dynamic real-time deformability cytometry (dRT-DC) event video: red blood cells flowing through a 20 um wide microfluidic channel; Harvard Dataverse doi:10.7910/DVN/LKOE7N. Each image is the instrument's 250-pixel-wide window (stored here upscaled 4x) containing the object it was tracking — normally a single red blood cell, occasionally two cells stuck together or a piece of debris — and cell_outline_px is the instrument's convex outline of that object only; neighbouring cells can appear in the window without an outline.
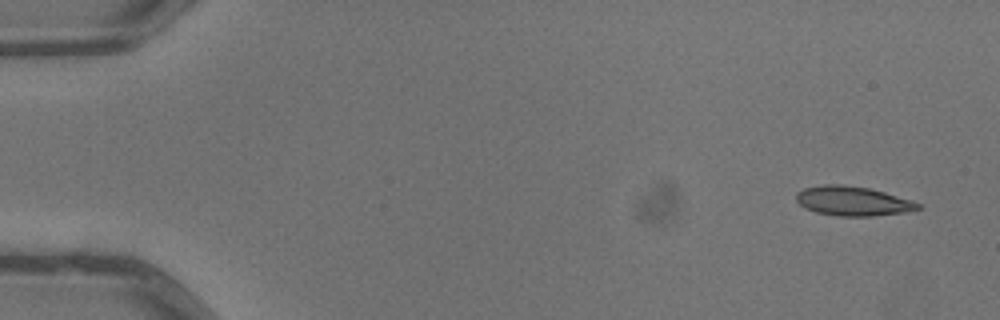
{"species": "common noctule bat (a hibernating species)", "species_latin": "Nyctalus noctula", "temperature_condition": "warm", "stored_images_in_passage": 4, "camera_frame_rate_fps": 3000, "um_per_image_px": 0.085, "animal": {"sex": "male", "body_mass_g": 13.3}, "frame": {"image": 1, "passage_image": 1, "time_ms": 0.0, "image_size_px": [1000, 320], "cell_outline_px": [[920, 208], [904, 212], [872, 216], [840, 216], [816, 212], [804, 208], [796, 200], [796, 192], [804, 188], [824, 184], [844, 184], [868, 188], [884, 192], [920, 204]], "centroid_in_image_um": [72.41, 17.08], "position_along_channel_um": 12.6, "area_um2": 20.63}}
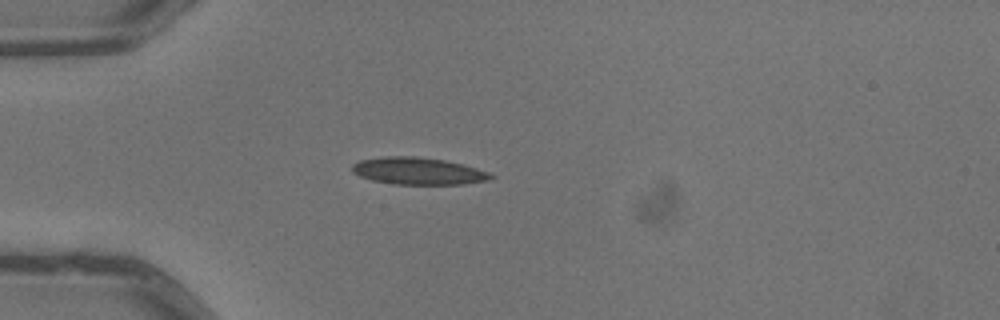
{"frame": {"image": 2, "passage_image": 4, "time_ms": 1.0, "image_size_px": [1000, 320], "cell_outline_px": [[496, 176], [492, 180], [464, 184], [392, 184], [372, 180], [360, 176], [352, 172], [352, 164], [360, 160], [384, 156], [416, 156], [444, 160], [464, 164], [488, 172]], "centroid_in_image_um": [35.57, 14.54], "position_along_channel_um": 49.4, "area_um2": 22.08}}